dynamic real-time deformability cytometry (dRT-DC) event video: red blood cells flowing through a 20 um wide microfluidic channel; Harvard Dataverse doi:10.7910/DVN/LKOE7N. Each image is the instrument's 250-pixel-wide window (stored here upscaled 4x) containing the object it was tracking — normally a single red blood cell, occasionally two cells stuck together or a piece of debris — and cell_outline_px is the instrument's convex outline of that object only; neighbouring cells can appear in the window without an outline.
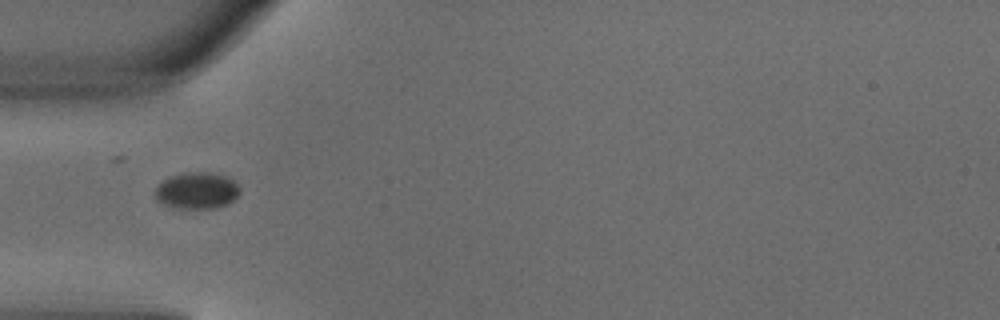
{"species": "common noctule bat (a hibernating species)", "species_latin": "Nyctalus noctula", "temperature_condition": "warm", "stored_images_in_passage": 5, "camera_frame_rate_fps": 3000, "um_per_image_px": 0.085, "animal": {"sex": "male", "body_mass_g": 18.8}, "frame": {"image": 1, "passage_image": 5, "time_ms": 1.333, "image_size_px": [1000, 320], "cell_outline_px": [[240, 192], [228, 204], [216, 208], [172, 208], [156, 200], [156, 188], [164, 180], [172, 176], [184, 172], [208, 172], [224, 176], [232, 180], [240, 188]], "centroid_in_image_um": [16.73, 16.21], "position_along_channel_um": 68.3, "area_um2": 17.86}}